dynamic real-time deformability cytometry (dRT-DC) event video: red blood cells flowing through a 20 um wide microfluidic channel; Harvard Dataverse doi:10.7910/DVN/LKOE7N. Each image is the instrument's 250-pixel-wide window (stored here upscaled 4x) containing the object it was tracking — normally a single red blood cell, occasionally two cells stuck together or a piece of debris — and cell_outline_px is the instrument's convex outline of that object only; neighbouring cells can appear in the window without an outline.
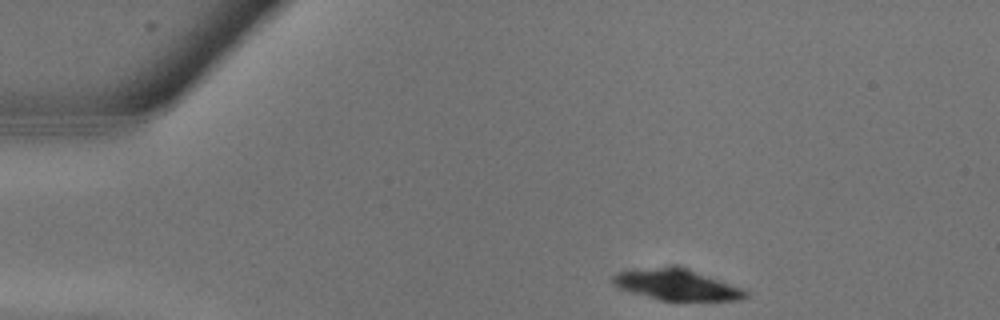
{"species": "common noctule bat (a hibernating species)", "species_latin": "Nyctalus noctula", "temperature_condition": "warm", "stored_images_in_passage": 11, "camera_frame_rate_fps": 3000, "um_per_image_px": 0.085, "animal": {"sex": "male", "body_mass_g": 13.3}, "frame": {"image": 1, "passage_image": 1, "time_ms": 0.0, "image_size_px": [1000, 320], "cell_outline_px": [[748, 296], [740, 300], [660, 300], [632, 292], [620, 288], [612, 284], [612, 276], [616, 272], [636, 268], [684, 268], [744, 288], [748, 292]], "centroid_in_image_um": [57.5, 24.22], "position_along_channel_um": 27.5, "area_um2": 23.41}}
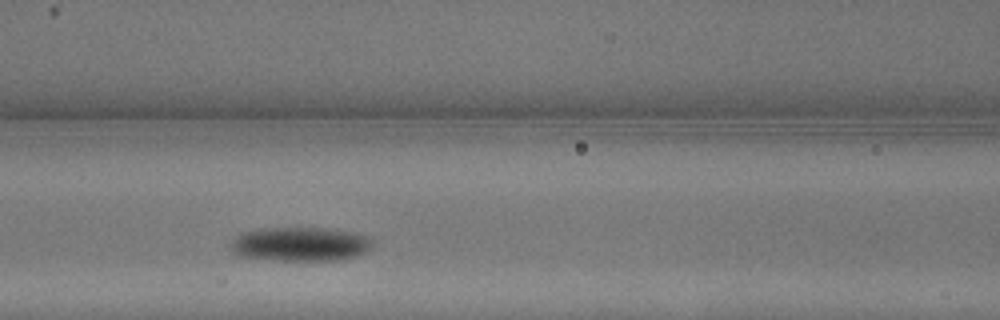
{"frame": {"image": 2, "passage_image": 8, "time_ms": 2.333, "image_size_px": [1000, 320], "cell_outline_px": [[376, 240], [364, 252], [356, 256], [336, 260], [272, 260], [236, 256], [228, 248], [228, 244], [240, 232], [260, 228], [324, 228], [356, 232], [372, 236]], "centroid_in_image_um": [25.48, 20.74], "position_along_channel_um": 141.1, "area_um2": 28.78}}
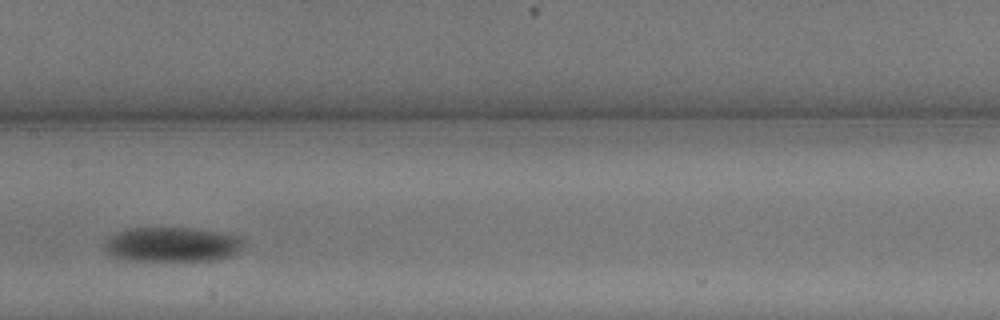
{"frame": {"image": 3, "passage_image": 10, "time_ms": 3.0, "image_size_px": [1000, 320], "cell_outline_px": [[248, 240], [232, 256], [216, 260], [128, 260], [112, 256], [104, 252], [104, 240], [116, 232], [128, 228], [188, 228], [216, 232], [236, 236]], "centroid_in_image_um": [14.59, 20.78], "position_along_channel_um": 192.8, "area_um2": 28.09}}